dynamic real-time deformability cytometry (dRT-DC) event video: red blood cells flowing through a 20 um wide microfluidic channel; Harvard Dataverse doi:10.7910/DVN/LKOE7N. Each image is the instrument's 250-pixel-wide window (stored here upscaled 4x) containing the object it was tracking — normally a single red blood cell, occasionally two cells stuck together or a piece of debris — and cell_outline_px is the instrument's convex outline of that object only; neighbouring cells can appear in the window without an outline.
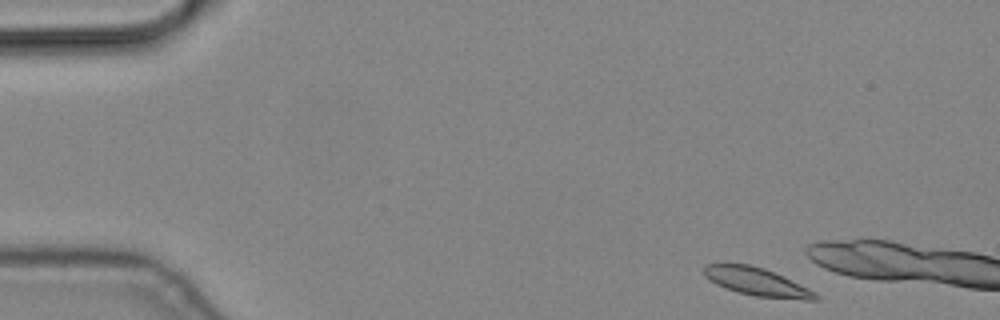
{"species": "common noctule bat (a hibernating species)", "species_latin": "Nyctalus noctula", "temperature_condition": "cold", "stored_images_in_passage": 3, "camera_frame_rate_fps": 3000, "um_per_image_px": 0.085, "animal": {"sex": "male", "body_mass_g": 19.2, "forearm_length_mm": 51.8}, "frame": {"image": 1, "passage_image": 1, "time_ms": 0.0, "image_size_px": [1000, 320], "cell_outline_px": [[820, 300], [804, 300], [756, 296], [736, 292], [724, 288], [716, 284], [704, 276], [704, 264], [748, 264], [764, 268], [784, 276], [816, 292], [820, 296]], "centroid_in_image_um": [64.36, 23.96], "position_along_channel_um": 20.6, "area_um2": 18.32}}